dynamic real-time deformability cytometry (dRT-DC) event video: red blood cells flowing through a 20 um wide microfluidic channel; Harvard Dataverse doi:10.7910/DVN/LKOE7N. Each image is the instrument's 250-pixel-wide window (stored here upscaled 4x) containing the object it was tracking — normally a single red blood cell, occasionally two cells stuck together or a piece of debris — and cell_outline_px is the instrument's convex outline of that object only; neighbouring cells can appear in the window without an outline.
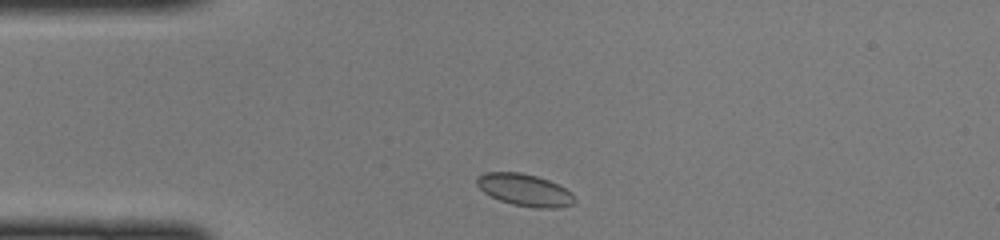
{"species": "common noctule bat (a hibernating species)", "species_latin": "Nyctalus noctula", "temperature_condition": "cold", "stored_images_in_passage": 39, "camera_frame_rate_fps": 3000, "um_per_image_px": 0.085, "animal": {"sex": "female", "body_mass_g": 22.0, "forearm_length_mm": 56.7}, "frame": {"image": 1, "passage_image": 2, "time_ms": 0.333, "image_size_px": [1000, 240], "cell_outline_px": [[576, 200], [572, 204], [556, 208], [536, 208], [512, 204], [500, 200], [484, 192], [476, 184], [476, 176], [484, 172], [520, 172], [536, 176], [548, 180], [572, 192]], "centroid_in_image_um": [44.58, 16.14], "position_along_channel_um": 40.4, "area_um2": 18.21}}
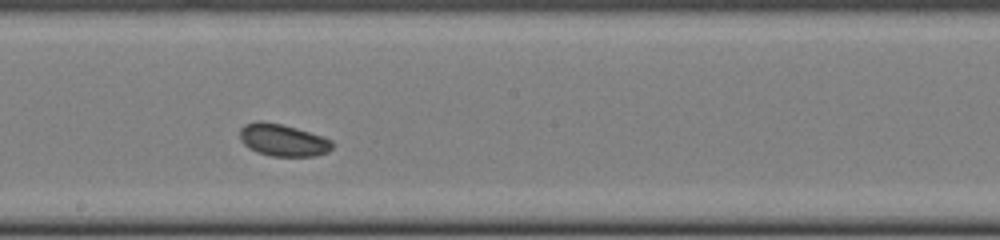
{"frame": {"image": 2, "passage_image": 17, "time_ms": 5.333, "image_size_px": [1000, 240], "cell_outline_px": [[332, 148], [328, 152], [316, 156], [272, 156], [256, 152], [248, 148], [240, 140], [240, 128], [244, 124], [256, 120], [260, 120], [280, 124], [296, 128], [332, 140]], "centroid_in_image_um": [24.0, 11.91], "position_along_channel_um": 224.2, "area_um2": 17.34}}
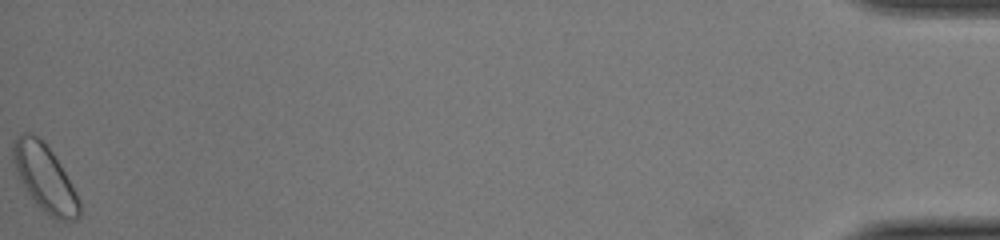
{"frame": {"image": 3, "passage_image": 39, "time_ms": 12.667, "image_size_px": [1000, 240], "cell_outline_px": [[80, 216], [76, 220], [56, 220], [44, 212], [32, 200], [20, 180], [16, 172], [12, 160], [12, 140], [20, 132], [28, 132], [36, 136], [52, 152], [76, 192], [80, 200]], "centroid_in_image_um": [3.77, 15.14], "position_along_channel_um": 431.4, "area_um2": 25.66}}